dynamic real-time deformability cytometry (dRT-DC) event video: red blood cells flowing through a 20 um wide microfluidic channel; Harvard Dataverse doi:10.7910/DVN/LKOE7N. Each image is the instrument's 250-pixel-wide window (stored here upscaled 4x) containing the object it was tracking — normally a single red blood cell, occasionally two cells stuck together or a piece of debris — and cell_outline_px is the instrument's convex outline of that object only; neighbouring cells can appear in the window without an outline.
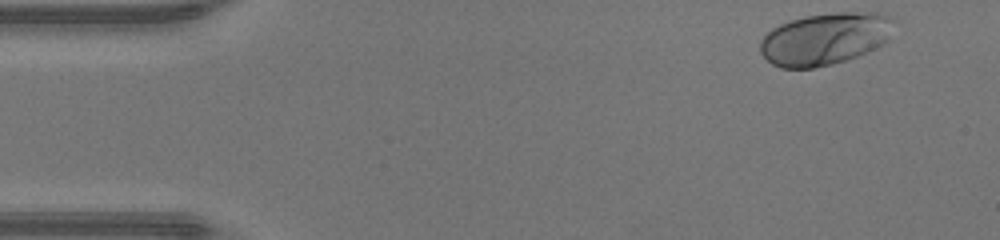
{"species": "human", "species_latin": "Homo sapiens", "temperature_condition": "warm", "stored_images_in_passage": 39, "camera_frame_rate_fps": 3000, "um_per_image_px": 0.085, "donor": {"sex": "male"}, "frame": {"image": 1, "passage_image": 1, "time_ms": 0.0, "image_size_px": [1000, 240], "cell_outline_px": [[892, 16], [888, 40], [884, 44], [876, 48], [856, 56], [832, 64], [812, 68], [780, 68], [772, 64], [760, 52], [760, 40], [772, 28], [780, 24], [804, 16], [840, 12], [876, 12]], "centroid_in_image_um": [70.1, 3.3], "position_along_channel_um": 14.9, "area_um2": 40.4}}
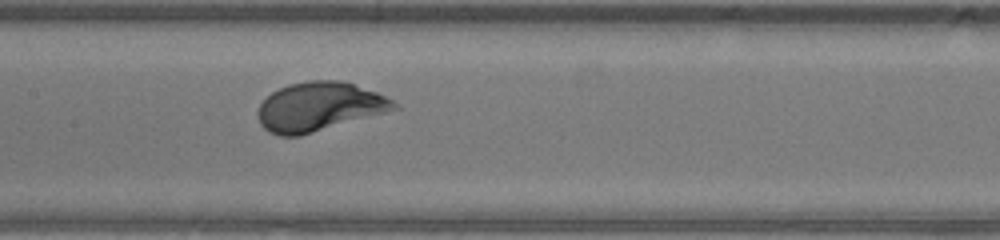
{"frame": {"image": 2, "passage_image": 20, "time_ms": 6.333, "image_size_px": [1000, 240], "cell_outline_px": [[400, 108], [300, 136], [280, 136], [268, 132], [260, 124], [256, 112], [260, 104], [272, 92], [288, 84], [308, 80], [340, 80], [376, 92], [392, 100]], "centroid_in_image_um": [27.09, 9.07], "position_along_channel_um": 180.3, "area_um2": 38.61}}
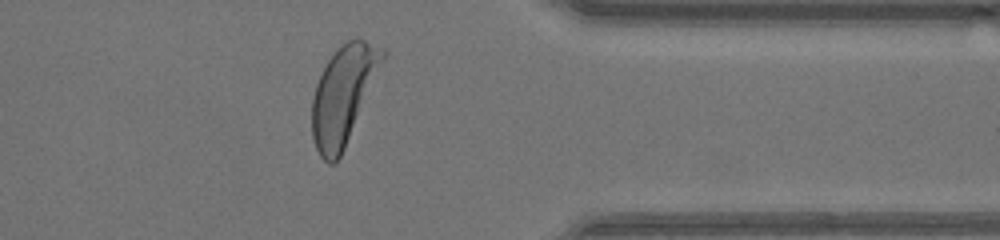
{"frame": {"image": 3, "passage_image": 35, "time_ms": 11.333, "image_size_px": [1000, 240], "cell_outline_px": [[388, 52], [344, 148], [340, 156], [332, 164], [328, 164], [320, 156], [316, 148], [312, 136], [312, 100], [316, 84], [328, 60], [348, 40], [356, 36], [384, 48]], "centroid_in_image_um": [29.19, 8.04], "position_along_channel_um": 382.2, "area_um2": 39.65}, "authors_computed_cell_mechanics": {"area_um2": 38.3792, "velocity_mm_per_s": 4.3247, "shape_relaxation_time_tau1_ms": 1.6938, "shape_relaxation_time_tau2_ms": null, "deformation_change_tau1": 0.1462, "deformation_change_tau2": null}}